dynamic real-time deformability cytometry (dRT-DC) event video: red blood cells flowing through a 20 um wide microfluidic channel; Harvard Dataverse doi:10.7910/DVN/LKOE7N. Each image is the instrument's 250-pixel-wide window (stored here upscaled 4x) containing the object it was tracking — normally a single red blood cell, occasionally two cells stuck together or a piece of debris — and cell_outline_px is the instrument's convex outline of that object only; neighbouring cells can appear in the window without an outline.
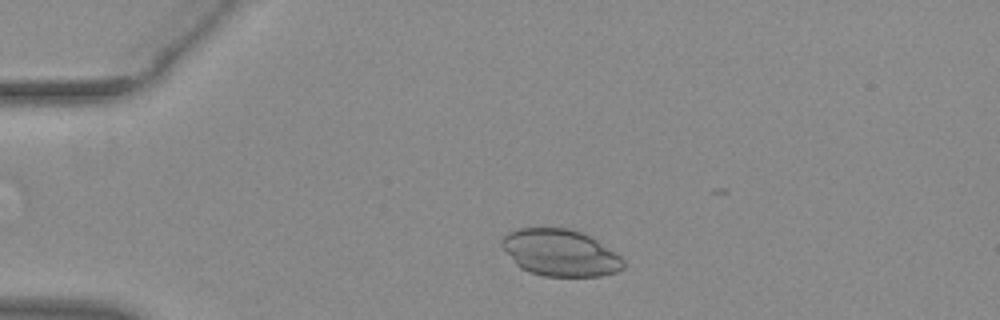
{"species": "common noctule bat (a hibernating species)", "species_latin": "Nyctalus noctula", "temperature_condition": "warm", "stored_images_in_passage": 9, "camera_frame_rate_fps": 3000, "um_per_image_px": 0.085, "animal": {"sex": "female", "body_mass_g": 29.2, "forearm_length_mm": 56.3}, "frame": {"image": 1, "passage_image": 1, "time_ms": 0.0, "image_size_px": [1000, 320], "cell_outline_px": [[624, 268], [616, 272], [600, 276], [544, 276], [528, 272], [520, 268], [516, 264], [500, 244], [500, 240], [508, 232], [520, 228], [572, 228], [596, 240], [620, 256], [624, 260]], "centroid_in_image_um": [47.6, 21.49], "position_along_channel_um": 37.4, "area_um2": 33.0}}